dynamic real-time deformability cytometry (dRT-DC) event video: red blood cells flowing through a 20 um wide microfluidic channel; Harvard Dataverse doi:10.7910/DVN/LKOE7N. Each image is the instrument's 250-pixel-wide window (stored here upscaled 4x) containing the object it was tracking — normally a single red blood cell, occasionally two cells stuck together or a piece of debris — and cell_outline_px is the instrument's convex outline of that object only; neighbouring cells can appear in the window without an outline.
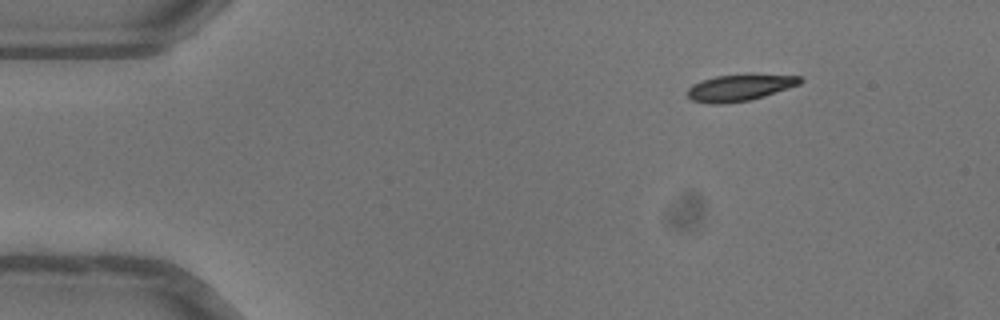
{"species": "common noctule bat (a hibernating species)", "species_latin": "Nyctalus noctula", "temperature_condition": "warm", "stored_images_in_passage": 45, "camera_frame_rate_fps": 3000, "um_per_image_px": 0.085, "animal": {"sex": "female"}, "frame": {"image": 1, "passage_image": 1, "time_ms": 0.0, "image_size_px": [1000, 320], "cell_outline_px": [[800, 80], [796, 84], [748, 100], [696, 100], [688, 96], [688, 92], [696, 84], [704, 80], [720, 76], [800, 76]], "centroid_in_image_um": [62.88, 7.41], "position_along_channel_um": 22.1, "area_um2": 14.74}}
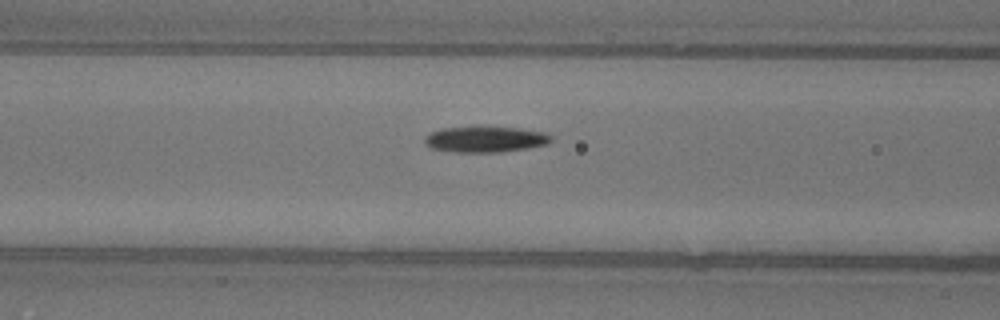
{"frame": {"image": 2, "passage_image": 15, "time_ms": 4.667, "image_size_px": [1000, 320], "cell_outline_px": [[548, 140], [544, 144], [520, 148], [480, 152], [472, 152], [436, 148], [428, 144], [428, 136], [432, 132], [452, 128], [508, 128], [536, 132], [548, 136]], "centroid_in_image_um": [41.2, 11.84], "position_along_channel_um": 125.4, "area_um2": 16.65}}
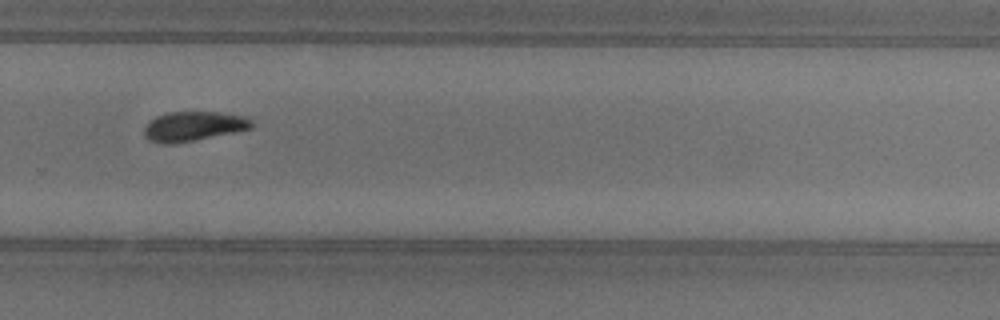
{"frame": {"image": 3, "passage_image": 29, "time_ms": 9.333, "image_size_px": [1000, 320], "cell_outline_px": [[252, 124], [248, 128], [188, 140], [152, 140], [144, 132], [148, 124], [152, 120], [160, 116], [176, 112], [204, 112], [236, 116], [248, 120]], "centroid_in_image_um": [16.42, 10.68], "position_along_channel_um": 313.4, "area_um2": 16.01}, "authors_computed_cell_mechanics": {"area_um2": 16.1262, "velocity_mm_per_s": 4.0431, "shape_relaxation_time_tau1_ms": 3.9741, "shape_relaxation_time_tau2_ms": 5.108, "deformation_change_tau1": 0.154, "deformation_change_tau2": 0.1152}}